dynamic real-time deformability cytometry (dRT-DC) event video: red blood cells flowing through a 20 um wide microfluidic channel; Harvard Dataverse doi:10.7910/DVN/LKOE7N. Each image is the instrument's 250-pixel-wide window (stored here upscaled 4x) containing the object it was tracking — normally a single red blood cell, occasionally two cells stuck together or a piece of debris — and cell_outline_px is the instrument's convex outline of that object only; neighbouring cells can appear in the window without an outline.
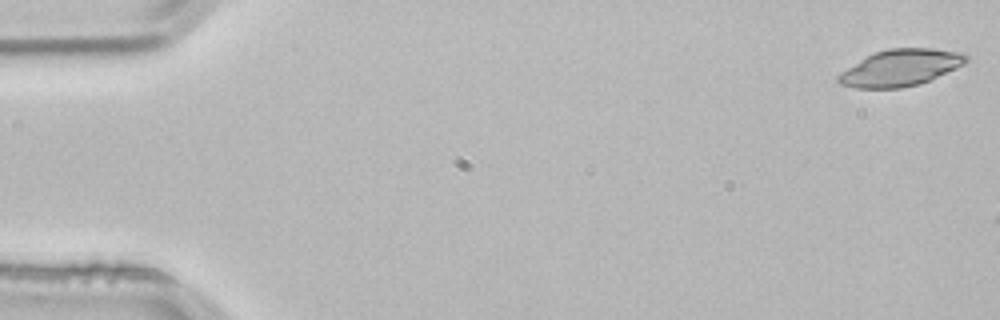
{"species": "common noctule bat (a hibernating species)", "species_latin": "Nyctalus noctula", "temperature_condition": "room temperature", "stored_images_in_passage": 4, "camera_frame_rate_fps": 3000, "um_per_image_px": 0.085, "animal": {"sex": "male", "body_mass_g": 21.5, "forearm_length_mm": 52.0}, "frame": {"image": 1, "passage_image": 1, "time_ms": 0.0, "image_size_px": [1000, 320], "cell_outline_px": [[968, 60], [964, 64], [956, 68], [920, 84], [900, 88], [856, 88], [840, 84], [836, 80], [836, 76], [840, 72], [860, 60], [876, 52], [888, 48], [932, 48], [964, 52], [968, 56]], "centroid_in_image_um": [76.55, 5.76], "position_along_channel_um": 8.4, "area_um2": 27.22}}
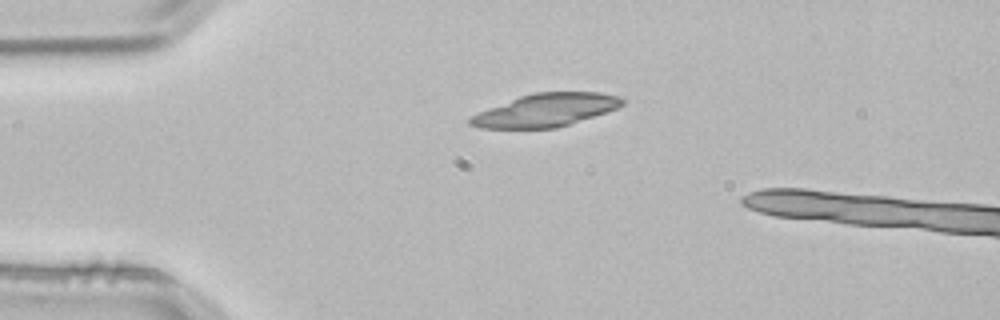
{"frame": {"image": 2, "passage_image": 3, "time_ms": 0.667, "image_size_px": [1000, 320], "cell_outline_px": [[624, 104], [608, 112], [556, 128], [480, 128], [468, 124], [468, 116], [476, 112], [520, 96], [536, 92], [600, 92], [620, 96], [624, 100]], "centroid_in_image_um": [46.36, 9.36], "position_along_channel_um": 38.6, "area_um2": 29.3}}